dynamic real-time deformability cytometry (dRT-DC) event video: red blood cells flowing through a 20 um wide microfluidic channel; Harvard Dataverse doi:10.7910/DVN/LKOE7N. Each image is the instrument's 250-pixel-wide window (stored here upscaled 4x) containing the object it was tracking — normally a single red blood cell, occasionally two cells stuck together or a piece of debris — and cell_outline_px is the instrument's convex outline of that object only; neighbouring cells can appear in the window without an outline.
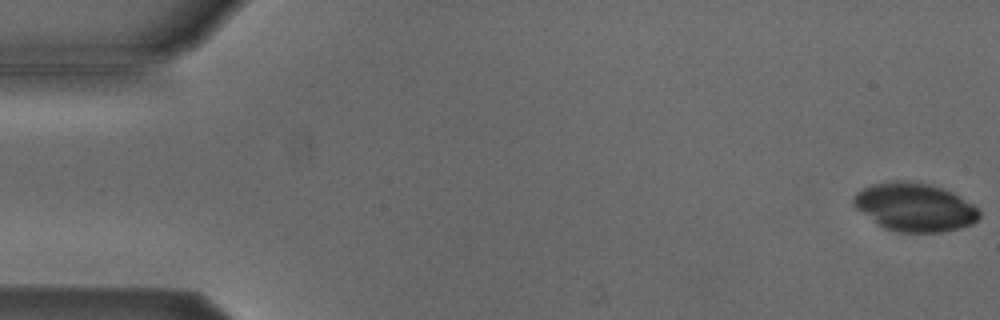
{"species": "Egyptian fruit bat (a non-hibernating species)", "species_latin": "Rousettus aegyptiacus", "temperature_condition": "cold", "stored_images_in_passage": 53, "camera_frame_rate_fps": 3000, "um_per_image_px": 0.085, "animal": {"sex": "male"}, "frame": {"image": 1, "passage_image": 1, "time_ms": 0.0, "image_size_px": [1000, 320], "cell_outline_px": [[980, 216], [972, 224], [960, 228], [944, 232], [896, 232], [884, 228], [856, 208], [852, 204], [852, 200], [856, 192], [872, 184], [896, 180], [904, 180], [928, 184], [952, 192], [972, 204], [980, 212]], "centroid_in_image_um": [77.73, 17.61], "position_along_channel_um": 7.3, "area_um2": 35.2}}
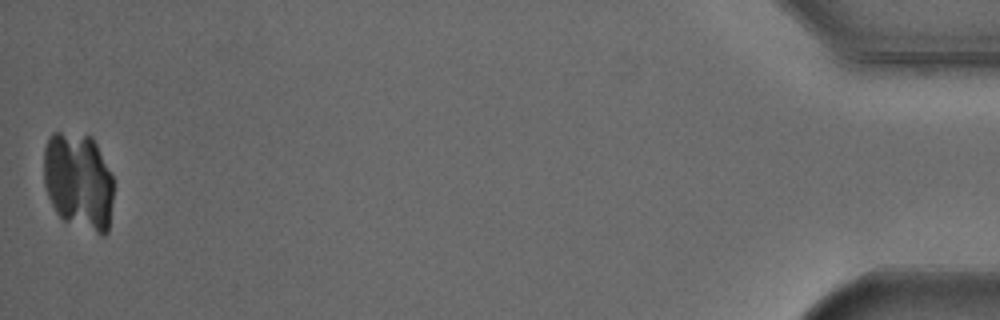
{"frame": {"image": 2, "passage_image": 53, "time_ms": 17.333, "image_size_px": [1000, 320], "cell_outline_px": [[112, 200], [108, 232], [104, 236], [100, 236], [64, 220], [56, 212], [48, 196], [44, 184], [44, 148], [48, 136], [52, 132], [60, 132], [92, 136], [112, 176]], "centroid_in_image_um": [6.66, 15.41], "position_along_channel_um": 428.5, "area_um2": 39.77}}